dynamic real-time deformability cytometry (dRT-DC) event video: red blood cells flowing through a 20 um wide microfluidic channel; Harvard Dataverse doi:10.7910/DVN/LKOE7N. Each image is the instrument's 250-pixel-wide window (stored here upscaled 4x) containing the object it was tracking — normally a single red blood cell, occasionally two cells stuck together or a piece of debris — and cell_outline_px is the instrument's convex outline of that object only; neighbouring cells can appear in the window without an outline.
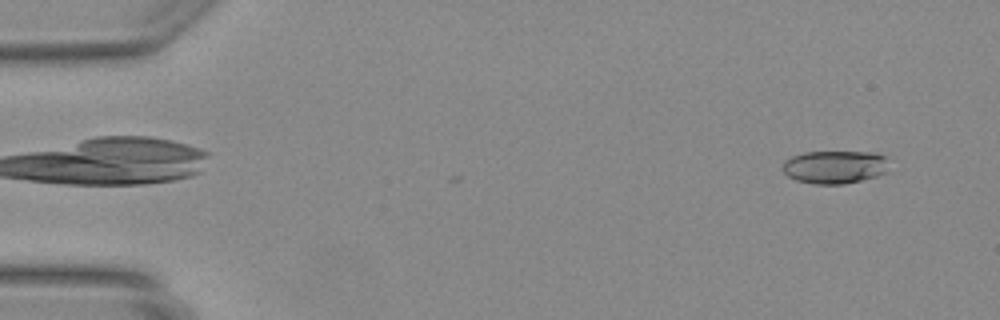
{"species": "Egyptian fruit bat (a non-hibernating species)", "species_latin": "Rousettus aegyptiacus", "temperature_condition": "warm", "stored_images_in_passage": 3, "camera_frame_rate_fps": 3000, "um_per_image_px": 0.085, "animal": {"sex": "female"}, "frame": {"image": 1, "passage_image": 1, "time_ms": 0.0, "image_size_px": [1000, 320], "cell_outline_px": [[888, 172], [876, 176], [844, 184], [812, 184], [796, 180], [788, 176], [780, 168], [784, 160], [792, 156], [804, 152], [876, 152], [888, 156]], "centroid_in_image_um": [70.97, 14.18], "position_along_channel_um": 14.0, "area_um2": 20.87}}